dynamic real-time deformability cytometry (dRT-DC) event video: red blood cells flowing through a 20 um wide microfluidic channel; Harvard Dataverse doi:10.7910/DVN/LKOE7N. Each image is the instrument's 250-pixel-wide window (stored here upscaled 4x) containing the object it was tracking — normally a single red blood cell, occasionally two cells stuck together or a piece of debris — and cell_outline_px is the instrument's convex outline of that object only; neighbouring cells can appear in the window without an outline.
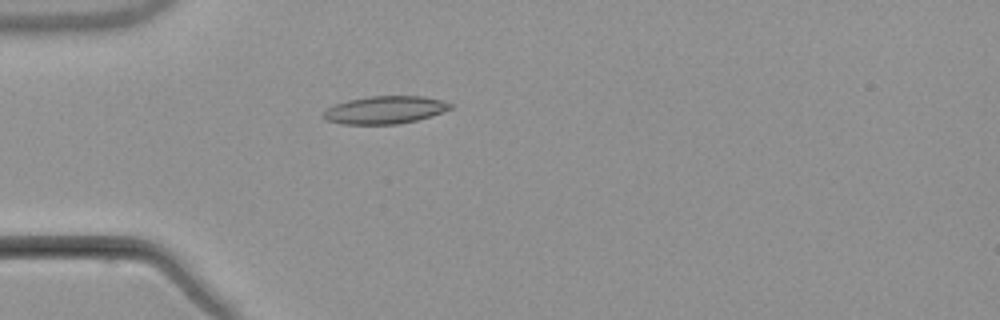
{"species": "common noctule bat (a hibernating species)", "species_latin": "Nyctalus noctula", "temperature_condition": "warm", "stored_images_in_passage": 4, "camera_frame_rate_fps": 3000, "um_per_image_px": 0.085, "animal": {"sex": "male", "body_mass_g": 21.5, "forearm_length_mm": 52.0}, "frame": {"image": 1, "passage_image": 4, "time_ms": 3.667, "image_size_px": [1000, 320], "cell_outline_px": [[452, 108], [416, 120], [396, 124], [344, 124], [328, 120], [324, 116], [324, 112], [328, 108], [336, 104], [348, 100], [368, 96], [420, 96], [444, 100], [452, 104]], "centroid_in_image_um": [32.74, 9.33], "position_along_channel_um": 52.3, "area_um2": 20.11}}